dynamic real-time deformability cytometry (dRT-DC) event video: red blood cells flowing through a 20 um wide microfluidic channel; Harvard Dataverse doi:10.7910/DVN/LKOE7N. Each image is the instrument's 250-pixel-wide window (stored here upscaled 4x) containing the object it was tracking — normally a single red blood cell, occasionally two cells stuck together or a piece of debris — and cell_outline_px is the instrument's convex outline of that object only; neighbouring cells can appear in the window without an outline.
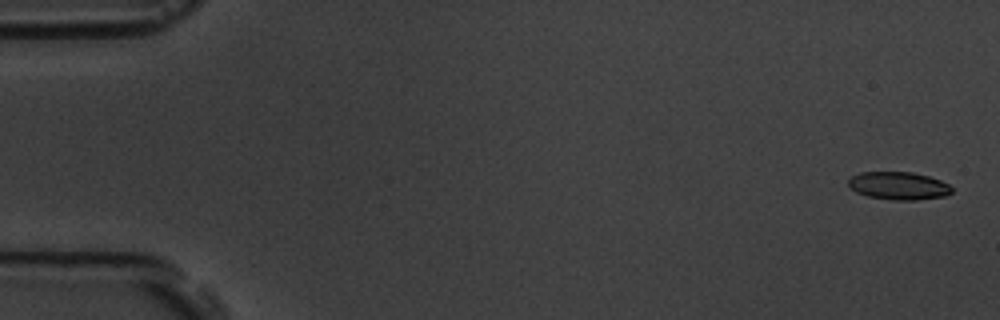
{"species": "common noctule bat (a hibernating species)", "species_latin": "Nyctalus noctula", "temperature_condition": "room temperature", "stored_images_in_passage": 16, "segment_of_instrument_passage": [1, 2], "camera_frame_rate_fps": 3000, "um_per_image_px": 0.085, "animal": {"sex": "male", "body_mass_g": 19.5, "forearm_length_mm": 54.6}, "frame": {"image": 1, "passage_image": 1, "time_ms": 0.0, "image_size_px": [1000, 320], "cell_outline_px": [[952, 192], [944, 196], [916, 200], [892, 200], [868, 196], [856, 192], [848, 184], [848, 180], [852, 176], [860, 172], [912, 172], [928, 176], [940, 180], [948, 184], [952, 188]], "centroid_in_image_um": [76.38, 15.79], "position_along_channel_um": 8.6, "area_um2": 16.7}}
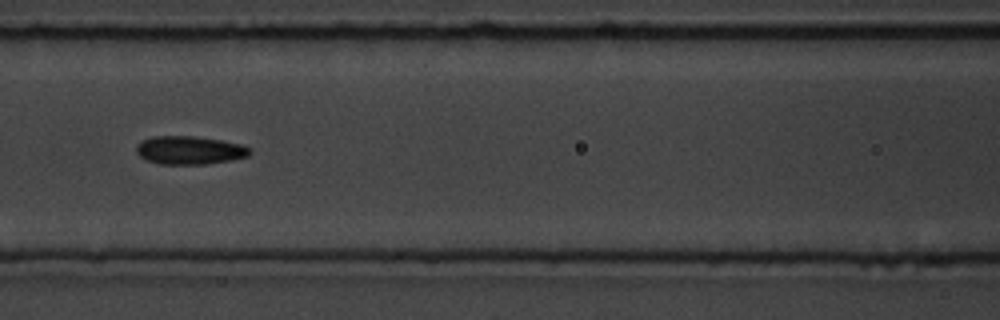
{"frame": {"image": 2, "passage_image": 7, "time_ms": 8.0, "image_size_px": [1000, 320], "cell_outline_px": [[252, 152], [248, 156], [232, 160], [204, 164], [160, 164], [148, 160], [140, 156], [136, 152], [136, 144], [140, 140], [152, 136], [192, 136], [224, 140], [244, 144], [252, 148]], "centroid_in_image_um": [16.15, 12.75], "position_along_channel_um": 150.5, "area_um2": 19.02}}
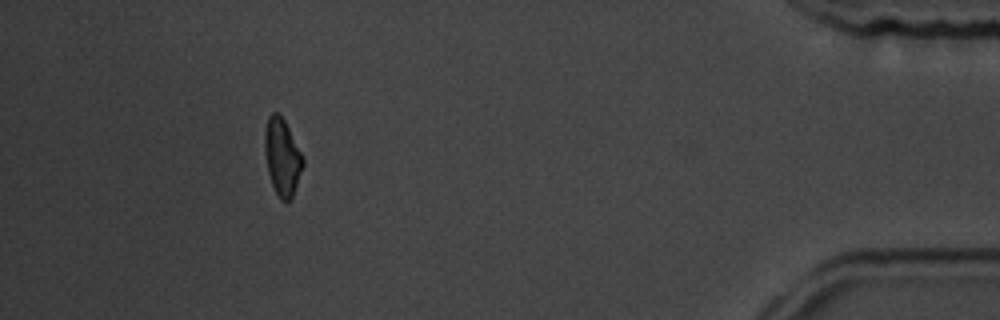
{"frame": {"image": 3, "passage_image": 14, "time_ms": 17.0, "image_size_px": [1000, 320], "cell_outline_px": [[304, 164], [292, 200], [288, 204], [280, 200], [272, 184], [268, 172], [264, 152], [264, 132], [268, 116], [272, 112], [276, 112], [284, 120], [304, 160]], "centroid_in_image_um": [23.97, 13.4], "position_along_channel_um": 411.2, "area_um2": 17.17}}